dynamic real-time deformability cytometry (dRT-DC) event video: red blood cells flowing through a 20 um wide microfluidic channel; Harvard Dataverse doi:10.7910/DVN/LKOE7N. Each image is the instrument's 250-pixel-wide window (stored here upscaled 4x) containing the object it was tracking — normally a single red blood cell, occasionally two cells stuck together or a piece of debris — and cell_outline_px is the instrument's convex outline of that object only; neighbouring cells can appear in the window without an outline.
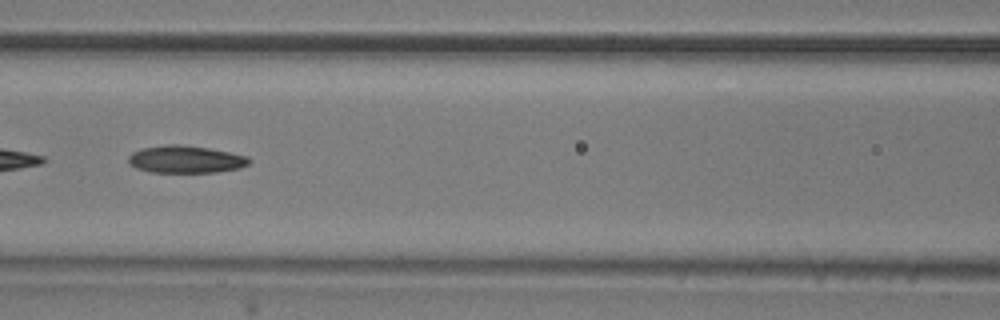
{"species": "common noctule bat (a hibernating species)", "species_latin": "Nyctalus noctula", "temperature_condition": "room temperature", "stored_images_in_passage": 17, "camera_frame_rate_fps": 3000, "um_per_image_px": 0.085, "animal": {"sex": "male", "body_mass_g": 20.5, "forearm_length_mm": 52.5}, "frame": {"image": 1, "passage_image": 12, "time_ms": 3.667, "image_size_px": [1000, 320], "cell_outline_px": [[252, 160], [248, 164], [240, 168], [216, 172], [148, 172], [136, 168], [128, 164], [128, 156], [132, 152], [140, 148], [164, 144], [180, 144], [208, 148], [248, 156]], "centroid_in_image_um": [15.74, 13.54], "position_along_channel_um": 150.9, "area_um2": 19.48}}
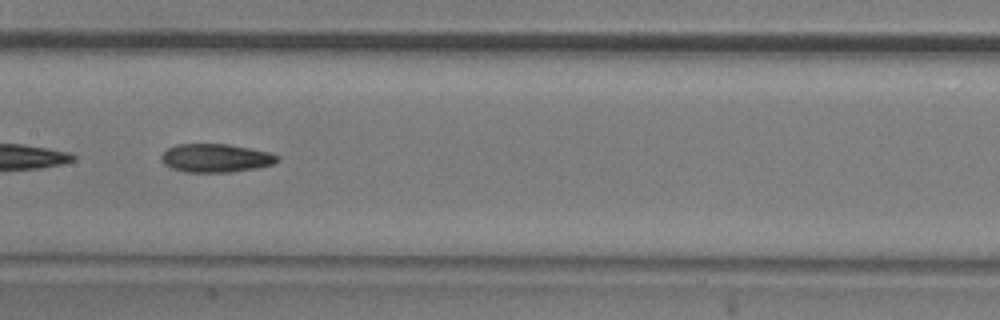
{"frame": {"image": 2, "passage_image": 15, "time_ms": 4.667, "image_size_px": [1000, 320], "cell_outline_px": [[280, 160], [272, 164], [256, 168], [228, 172], [184, 172], [172, 168], [164, 164], [160, 160], [160, 156], [168, 148], [176, 144], [228, 144], [268, 152], [280, 156]], "centroid_in_image_um": [18.31, 13.43], "position_along_channel_um": 189.1, "area_um2": 19.19}}